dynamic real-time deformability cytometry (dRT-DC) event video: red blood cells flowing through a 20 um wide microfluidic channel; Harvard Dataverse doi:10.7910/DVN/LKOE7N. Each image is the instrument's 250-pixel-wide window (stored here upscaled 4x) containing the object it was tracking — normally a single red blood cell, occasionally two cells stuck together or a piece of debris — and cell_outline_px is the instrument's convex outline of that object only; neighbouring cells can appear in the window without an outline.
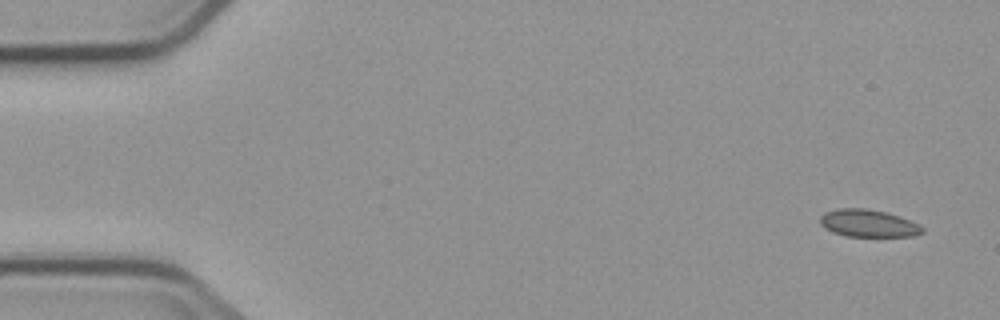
{"species": "common noctule bat (a hibernating species)", "species_latin": "Nyctalus noctula", "temperature_condition": "cold", "stored_images_in_passage": 5, "camera_frame_rate_fps": 3000, "um_per_image_px": 0.085, "animal": {"sex": "male", "body_mass_g": 23.1, "forearm_length_mm": 52.7}, "frame": {"image": 1, "passage_image": 1, "time_ms": 0.0, "image_size_px": [1000, 320], "cell_outline_px": [[924, 232], [912, 236], [848, 236], [832, 232], [824, 228], [820, 224], [820, 216], [824, 212], [836, 208], [864, 208], [884, 212], [900, 216], [924, 228]], "centroid_in_image_um": [73.75, 18.97], "position_along_channel_um": 11.3, "area_um2": 16.24}}
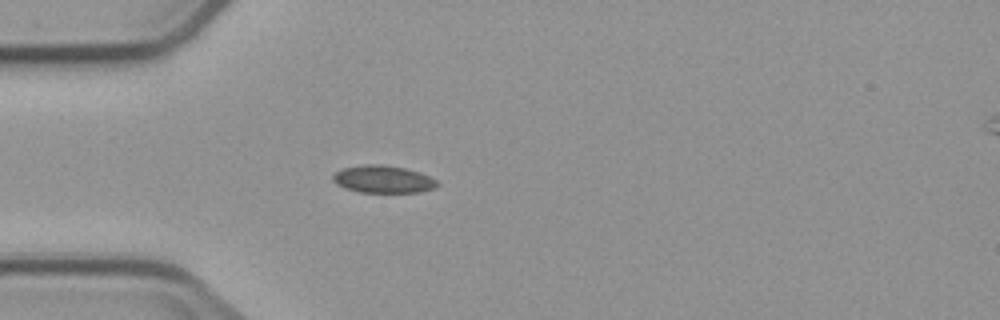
{"frame": {"image": 2, "passage_image": 5, "time_ms": 4.333, "image_size_px": [1000, 320], "cell_outline_px": [[440, 184], [432, 188], [420, 192], [360, 192], [344, 188], [336, 184], [332, 180], [332, 176], [340, 168], [364, 164], [384, 164], [404, 168], [420, 172], [436, 180]], "centroid_in_image_um": [32.52, 15.22], "position_along_channel_um": 52.5, "area_um2": 16.76}}